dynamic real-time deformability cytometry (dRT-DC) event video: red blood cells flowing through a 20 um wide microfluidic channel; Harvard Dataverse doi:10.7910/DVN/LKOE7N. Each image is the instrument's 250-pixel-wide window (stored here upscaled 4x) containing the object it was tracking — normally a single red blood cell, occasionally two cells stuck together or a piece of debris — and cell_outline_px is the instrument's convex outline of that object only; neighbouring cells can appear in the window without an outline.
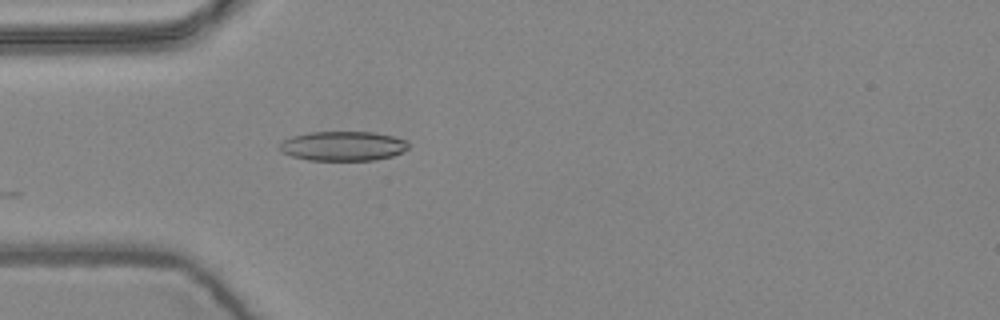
{"species": "common noctule bat (a hibernating species)", "species_latin": "Nyctalus noctula", "temperature_condition": "warm", "stored_images_in_passage": 3, "camera_frame_rate_fps": 3000, "um_per_image_px": 0.085, "animal": {"sex": "female", "body_mass_g": 24.6, "forearm_length_mm": 56.2}, "frame": {"image": 1, "passage_image": 3, "time_ms": 0.667, "image_size_px": [1000, 320], "cell_outline_px": [[408, 148], [392, 156], [376, 160], [308, 160], [292, 156], [280, 152], [276, 148], [284, 140], [292, 136], [308, 132], [372, 132], [392, 136], [408, 140]], "centroid_in_image_um": [29.12, 12.41], "position_along_channel_um": 55.9, "area_um2": 22.25}}